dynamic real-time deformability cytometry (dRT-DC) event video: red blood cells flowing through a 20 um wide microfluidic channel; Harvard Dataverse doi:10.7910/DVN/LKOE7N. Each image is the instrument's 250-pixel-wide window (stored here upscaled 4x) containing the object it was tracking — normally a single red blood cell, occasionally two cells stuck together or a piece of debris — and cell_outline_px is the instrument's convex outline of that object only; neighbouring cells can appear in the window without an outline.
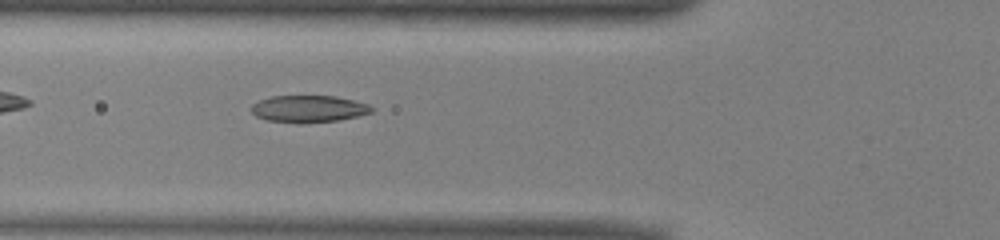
{"species": "common noctule bat (a hibernating species)", "species_latin": "Nyctalus noctula", "temperature_condition": "warm", "stored_images_in_passage": 37, "camera_frame_rate_fps": 3000, "um_per_image_px": 0.085, "animal": {"sex": "male", "body_mass_g": 13.0, "forearm_length_mm": 53.1}, "frame": {"image": 1, "passage_image": 4, "time_ms": 1.0, "image_size_px": [1000, 240], "cell_outline_px": [[372, 112], [340, 120], [300, 124], [296, 124], [264, 120], [256, 116], [252, 112], [252, 104], [260, 100], [272, 96], [336, 96], [368, 104], [372, 108]], "centroid_in_image_um": [26.19, 9.27], "position_along_channel_um": 99.6, "area_um2": 19.02}}
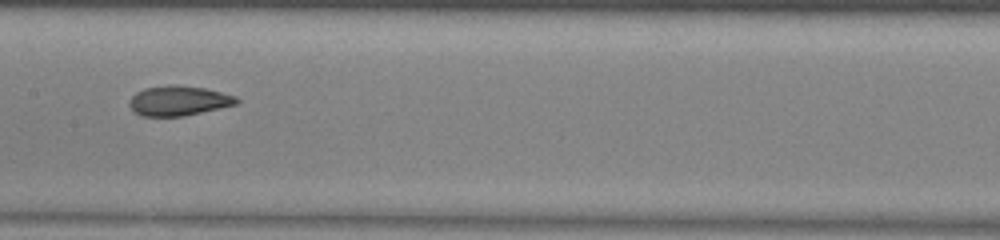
{"frame": {"image": 2, "passage_image": 11, "time_ms": 3.333, "image_size_px": [1000, 240], "cell_outline_px": [[240, 100], [236, 104], [184, 116], [140, 116], [128, 104], [132, 96], [136, 92], [144, 88], [204, 88], [236, 96]], "centroid_in_image_um": [15.19, 8.61], "position_along_channel_um": 192.2, "area_um2": 17.63}}
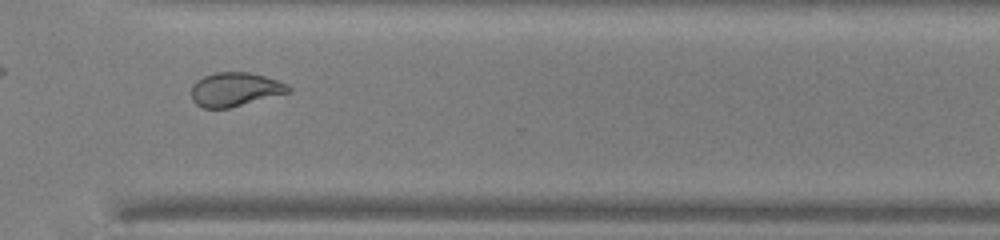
{"frame": {"image": 3, "passage_image": 23, "time_ms": 7.333, "image_size_px": [1000, 240], "cell_outline_px": [[292, 92], [228, 108], [204, 108], [196, 104], [192, 100], [192, 84], [196, 80], [204, 76], [216, 72], [248, 72], [264, 76], [288, 84], [292, 88]], "centroid_in_image_um": [19.99, 7.6], "position_along_channel_um": 350.6, "area_um2": 19.19}, "authors_computed_cell_mechanics": {"area_um2": 19.1318, "velocity_mm_per_s": 3.9616, "shape_relaxation_time_tau1_ms": null, "shape_relaxation_time_tau2_ms": 1.2328, "deformation_change_tau1": null, "deformation_change_tau2": 0.0628}}